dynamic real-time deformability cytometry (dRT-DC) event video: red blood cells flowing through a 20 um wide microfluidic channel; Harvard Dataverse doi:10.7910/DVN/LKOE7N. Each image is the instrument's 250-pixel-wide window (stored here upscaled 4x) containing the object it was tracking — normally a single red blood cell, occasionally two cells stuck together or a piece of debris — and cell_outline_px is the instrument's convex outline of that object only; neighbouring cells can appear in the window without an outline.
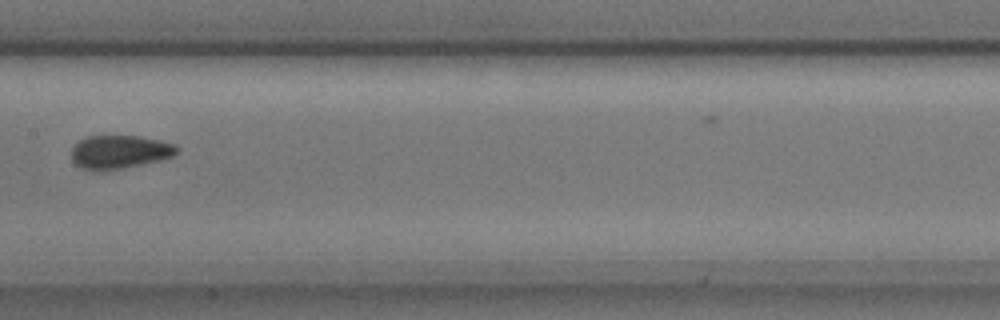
{"species": "common noctule bat (a hibernating species)", "species_latin": "Nyctalus noctula", "temperature_condition": "cold", "stored_images_in_passage": 5, "camera_frame_rate_fps": 3000, "um_per_image_px": 0.085, "animal": {"sex": "male", "body_mass_g": 17.9, "forearm_length_mm": 54.2}, "frame": {"image": 1, "passage_image": 5, "time_ms": 1.333, "image_size_px": [1000, 320], "cell_outline_px": [[180, 148], [172, 156], [160, 160], [104, 172], [96, 172], [80, 168], [72, 160], [72, 148], [80, 140], [88, 136], [104, 132], [140, 136], [160, 140], [176, 144]], "centroid_in_image_um": [10.13, 12.88], "position_along_channel_um": 197.3, "area_um2": 21.5}}